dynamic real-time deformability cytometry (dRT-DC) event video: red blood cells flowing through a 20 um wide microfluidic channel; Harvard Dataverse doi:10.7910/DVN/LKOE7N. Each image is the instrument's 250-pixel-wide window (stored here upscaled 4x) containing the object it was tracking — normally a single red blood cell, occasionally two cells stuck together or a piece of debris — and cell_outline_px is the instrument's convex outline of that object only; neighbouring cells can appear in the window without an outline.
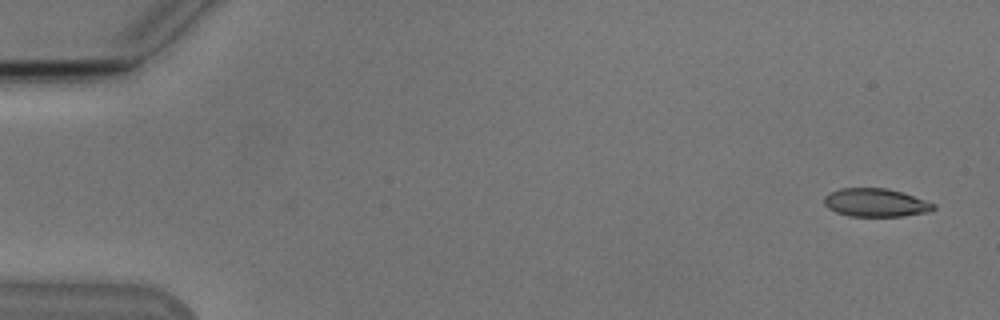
{"species": "Egyptian fruit bat (a non-hibernating species)", "species_latin": "Rousettus aegyptiacus", "temperature_condition": "cold", "stored_images_in_passage": 53, "camera_frame_rate_fps": 3000, "um_per_image_px": 0.085, "animal": {"sex": "male"}, "frame": {"image": 1, "passage_image": 2, "time_ms": 0.333, "image_size_px": [1000, 320], "cell_outline_px": [[936, 208], [928, 212], [904, 216], [848, 216], [836, 212], [828, 208], [824, 204], [824, 196], [828, 192], [840, 188], [888, 188], [936, 204]], "centroid_in_image_um": [74.39, 17.22], "position_along_channel_um": 10.6, "area_um2": 18.03}}
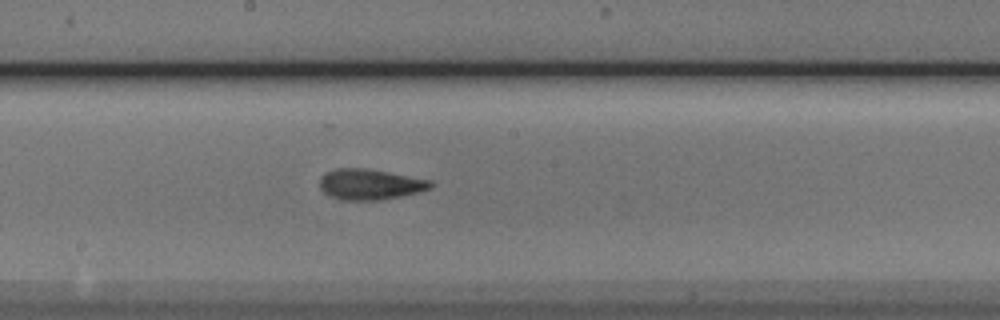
{"frame": {"image": 2, "passage_image": 29, "time_ms": 9.333, "image_size_px": [1000, 320], "cell_outline_px": [[432, 188], [420, 192], [380, 200], [344, 200], [332, 196], [324, 192], [320, 188], [320, 176], [324, 172], [336, 168], [364, 168], [388, 172], [428, 180], [432, 184]], "centroid_in_image_um": [31.41, 15.66], "position_along_channel_um": 216.8, "area_um2": 19.65}}
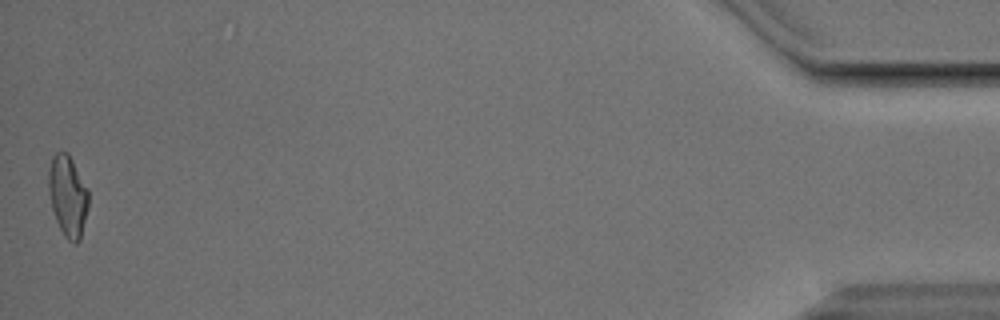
{"frame": {"image": 3, "passage_image": 53, "time_ms": 17.333, "image_size_px": [1000, 320], "cell_outline_px": [[88, 208], [80, 240], [76, 244], [68, 240], [64, 236], [56, 220], [52, 208], [48, 188], [48, 172], [52, 156], [56, 152], [68, 152], [88, 188]], "centroid_in_image_um": [5.77, 16.65], "position_along_channel_um": 429.4, "area_um2": 18.96}, "authors_computed_cell_mechanics": {"area_um2": 19.0162, "velocity_mm_per_s": 3.838, "shape_relaxation_time_tau1_ms": 5.071, "shape_relaxation_time_tau2_ms": 3.0286, "deformation_change_tau1": 0.1801, "deformation_change_tau2": 0.1188}}